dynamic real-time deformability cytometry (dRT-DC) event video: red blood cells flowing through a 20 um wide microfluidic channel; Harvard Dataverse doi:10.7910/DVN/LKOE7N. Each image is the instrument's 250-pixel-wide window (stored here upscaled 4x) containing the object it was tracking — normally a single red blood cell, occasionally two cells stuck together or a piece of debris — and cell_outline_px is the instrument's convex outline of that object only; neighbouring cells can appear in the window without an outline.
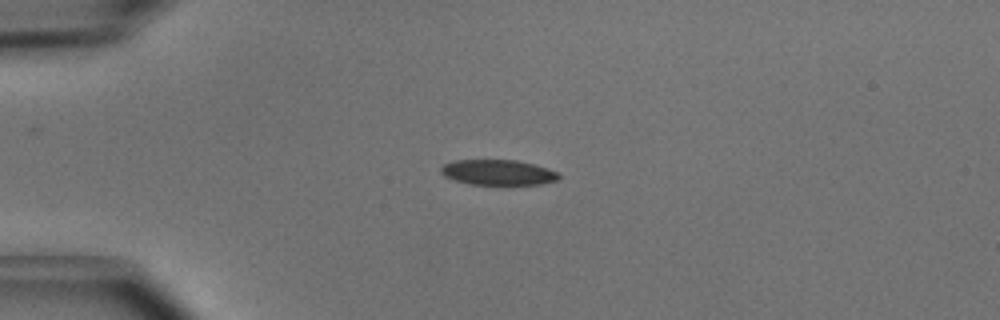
{"species": "common noctule bat (a hibernating species)", "species_latin": "Nyctalus noctula", "temperature_condition": "cold", "stored_images_in_passage": 4, "camera_frame_rate_fps": 3000, "um_per_image_px": 0.085, "animal": {"sex": "male", "body_mass_g": 15.6}, "frame": {"image": 1, "passage_image": 1, "time_ms": 0.0, "image_size_px": [1000, 320], "cell_outline_px": [[560, 176], [556, 180], [540, 184], [468, 184], [444, 176], [440, 172], [440, 168], [444, 164], [452, 160], [516, 160], [536, 164], [548, 168], [556, 172]], "centroid_in_image_um": [42.3, 14.64], "position_along_channel_um": 42.7, "area_um2": 17.34}}
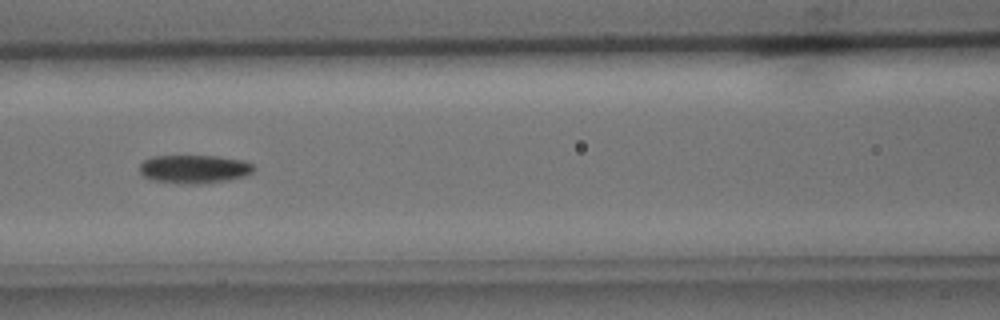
{"frame": {"image": 2, "passage_image": 4, "time_ms": 1.0, "image_size_px": [1000, 320], "cell_outline_px": [[256, 168], [252, 172], [244, 176], [228, 180], [196, 184], [188, 184], [152, 180], [144, 176], [140, 172], [140, 164], [144, 160], [156, 156], [216, 156], [244, 160], [252, 164]], "centroid_in_image_um": [16.53, 14.37], "position_along_channel_um": 150.1, "area_um2": 18.79}}